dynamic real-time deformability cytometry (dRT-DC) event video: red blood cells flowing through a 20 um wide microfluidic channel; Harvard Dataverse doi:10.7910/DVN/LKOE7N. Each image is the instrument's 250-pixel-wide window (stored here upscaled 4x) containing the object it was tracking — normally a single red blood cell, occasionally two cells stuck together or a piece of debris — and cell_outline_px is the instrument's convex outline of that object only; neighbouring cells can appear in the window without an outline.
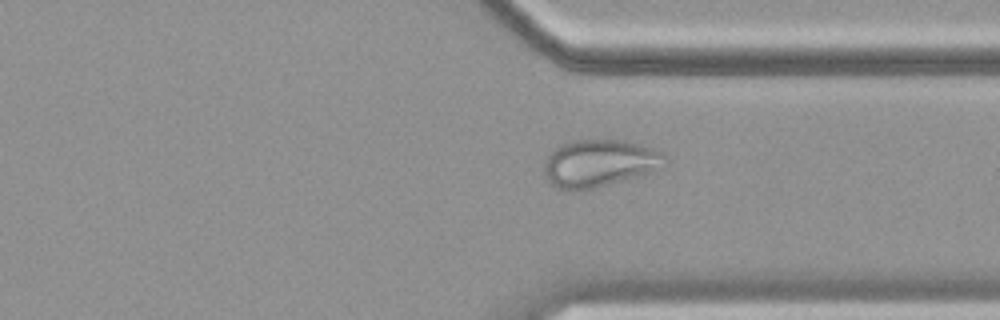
{"species": "common noctule bat (a hibernating species)", "species_latin": "Nyctalus noctula", "temperature_condition": "cold", "stored_images_in_passage": 56, "camera_frame_rate_fps": 3000, "um_per_image_px": 0.085, "animal": {"sex": "female", "body_mass_g": 19.9}, "frame": {"image": 1, "passage_image": 42, "time_ms": 13.667, "image_size_px": [1000, 320], "cell_outline_px": [[668, 164], [664, 168], [652, 172], [608, 184], [592, 188], [556, 188], [544, 180], [544, 164], [548, 156], [556, 148], [572, 140], [624, 140], [652, 148], [664, 152], [668, 156]], "centroid_in_image_um": [51.01, 13.86], "position_along_channel_um": 360.4, "area_um2": 33.23}}